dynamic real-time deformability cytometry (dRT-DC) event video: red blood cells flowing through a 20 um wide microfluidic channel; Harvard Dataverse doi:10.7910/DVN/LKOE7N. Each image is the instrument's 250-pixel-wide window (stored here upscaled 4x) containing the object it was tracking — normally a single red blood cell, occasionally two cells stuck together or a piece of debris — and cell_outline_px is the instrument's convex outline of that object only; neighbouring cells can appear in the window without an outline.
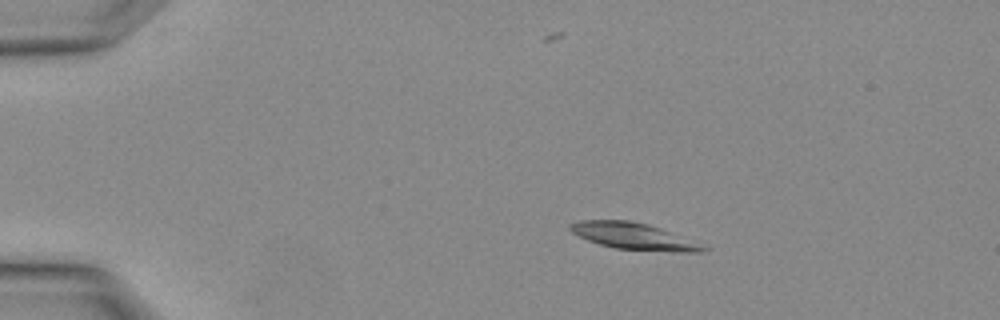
{"species": "Egyptian fruit bat (a non-hibernating species)", "species_latin": "Rousettus aegyptiacus", "temperature_condition": "warm", "stored_images_in_passage": 2, "camera_frame_rate_fps": 3000, "um_per_image_px": 0.085, "animal": {"sex": "female"}, "frame": {"image": 1, "passage_image": 1, "time_ms": 0.0, "image_size_px": [1000, 320], "cell_outline_px": [[712, 248], [704, 252], [672, 252], [616, 248], [600, 244], [588, 240], [572, 232], [568, 228], [568, 224], [580, 220], [628, 220], [648, 224]], "centroid_in_image_um": [53.87, 20.08], "position_along_channel_um": 31.1, "area_um2": 20.46}}